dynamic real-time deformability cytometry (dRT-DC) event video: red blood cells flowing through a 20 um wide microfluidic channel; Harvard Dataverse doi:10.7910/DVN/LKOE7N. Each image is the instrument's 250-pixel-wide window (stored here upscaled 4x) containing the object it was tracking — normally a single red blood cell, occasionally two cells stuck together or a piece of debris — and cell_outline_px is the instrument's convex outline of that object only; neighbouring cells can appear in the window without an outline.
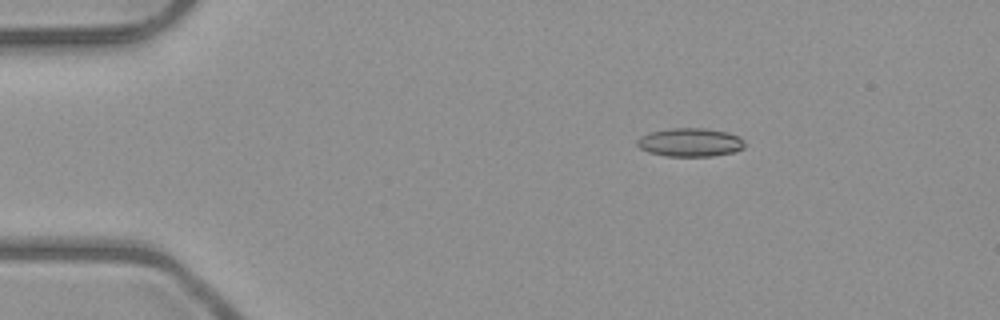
{"species": "common noctule bat (a hibernating species)", "species_latin": "Nyctalus noctula", "temperature_condition": "room temperature", "stored_images_in_passage": 6, "camera_frame_rate_fps": 3000, "um_per_image_px": 0.085, "animal": {"sex": "male", "body_mass_g": 23.1, "forearm_length_mm": 52.7}, "frame": {"image": 1, "passage_image": 3, "time_ms": 2.333, "image_size_px": [1000, 320], "cell_outline_px": [[744, 148], [732, 152], [712, 156], [668, 156], [648, 152], [640, 148], [636, 144], [636, 140], [652, 132], [668, 128], [704, 128], [728, 132], [744, 140]], "centroid_in_image_um": [58.66, 12.1], "position_along_channel_um": 26.3, "area_um2": 17.69}}